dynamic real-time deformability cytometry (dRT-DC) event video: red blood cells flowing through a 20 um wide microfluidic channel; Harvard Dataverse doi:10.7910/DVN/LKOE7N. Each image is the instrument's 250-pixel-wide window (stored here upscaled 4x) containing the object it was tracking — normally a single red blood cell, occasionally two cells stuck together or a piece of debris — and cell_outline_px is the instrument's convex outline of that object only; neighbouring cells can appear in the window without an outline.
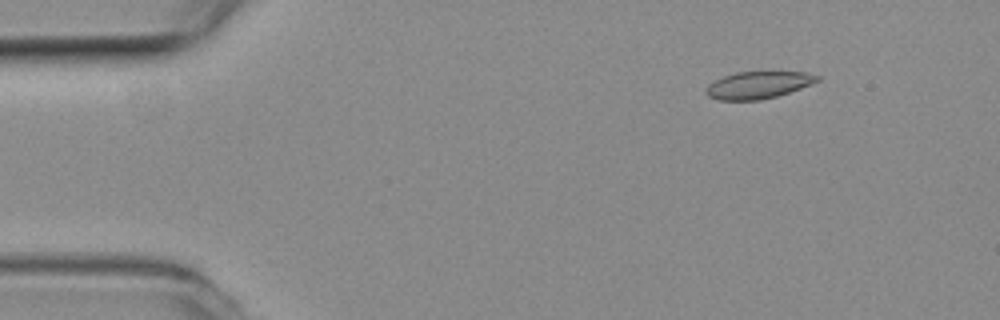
{"species": "common noctule bat (a hibernating species)", "species_latin": "Nyctalus noctula", "temperature_condition": "room temperature", "stored_images_in_passage": 49, "camera_frame_rate_fps": 3000, "um_per_image_px": 0.085, "animal": {"sex": "female", "body_mass_g": 19.3, "forearm_length_mm": 54.1}, "frame": {"image": 1, "passage_image": 1, "time_ms": 0.0, "image_size_px": [1000, 320], "cell_outline_px": [[820, 80], [812, 84], [776, 96], [760, 100], [720, 100], [708, 96], [704, 92], [708, 84], [724, 76], [736, 72], [804, 72], [820, 76]], "centroid_in_image_um": [64.43, 7.23], "position_along_channel_um": 20.6, "area_um2": 17.46}}
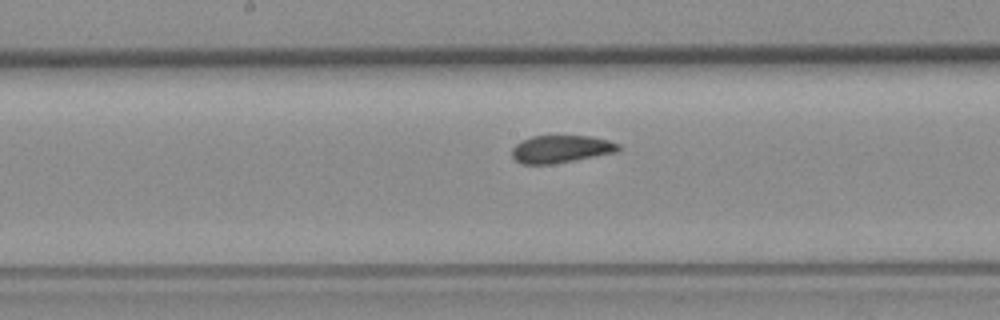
{"frame": {"image": 2, "passage_image": 22, "time_ms": 7.0, "image_size_px": [1000, 320], "cell_outline_px": [[620, 148], [616, 152], [552, 164], [520, 164], [512, 156], [512, 148], [520, 140], [532, 136], [592, 136], [608, 140], [620, 144]], "centroid_in_image_um": [47.65, 12.66], "position_along_channel_um": 200.5, "area_um2": 17.05}}
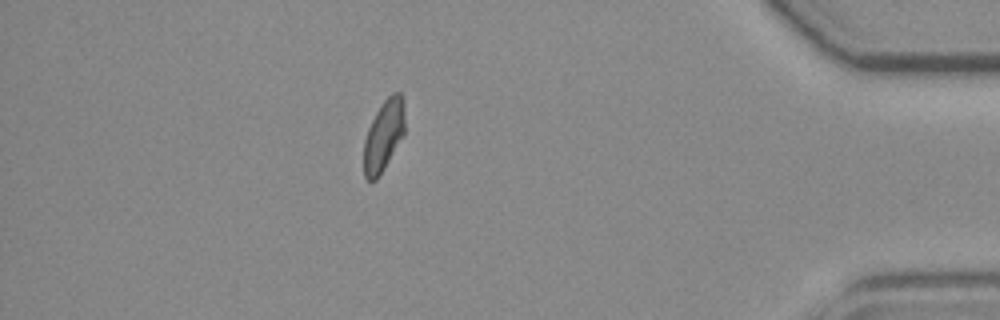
{"frame": {"image": 3, "passage_image": 42, "time_ms": 13.667, "image_size_px": [1000, 320], "cell_outline_px": [[404, 132], [384, 168], [376, 180], [368, 180], [364, 176], [364, 140], [368, 128], [380, 104], [392, 92], [400, 92], [404, 96]], "centroid_in_image_um": [32.61, 11.47], "position_along_channel_um": 402.6, "area_um2": 16.82}}